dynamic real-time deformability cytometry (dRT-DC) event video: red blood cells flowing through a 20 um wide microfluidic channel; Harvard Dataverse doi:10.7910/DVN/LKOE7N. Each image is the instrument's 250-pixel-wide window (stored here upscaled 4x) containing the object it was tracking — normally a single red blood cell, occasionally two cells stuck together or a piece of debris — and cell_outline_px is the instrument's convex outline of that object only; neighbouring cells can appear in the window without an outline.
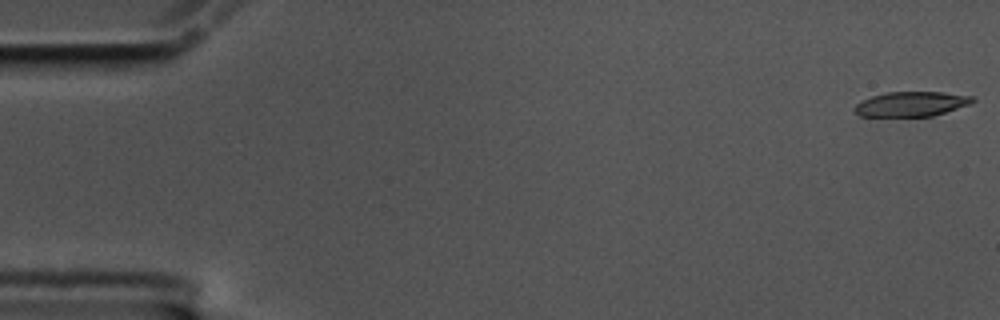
{"species": "common noctule bat (a hibernating species)", "species_latin": "Nyctalus noctula", "temperature_condition": "cold", "stored_images_in_passage": 43, "camera_frame_rate_fps": 3000, "um_per_image_px": 0.085, "animal": {"sex": "male", "body_mass_g": 17.5, "forearm_length_mm": 52.3}, "frame": {"image": 1, "passage_image": 1, "time_ms": 0.0, "image_size_px": [1000, 320], "cell_outline_px": [[976, 100], [972, 104], [932, 116], [860, 116], [852, 108], [860, 100], [872, 96], [888, 92], [944, 92], [976, 96]], "centroid_in_image_um": [77.51, 8.83], "position_along_channel_um": 7.5, "area_um2": 17.22}}
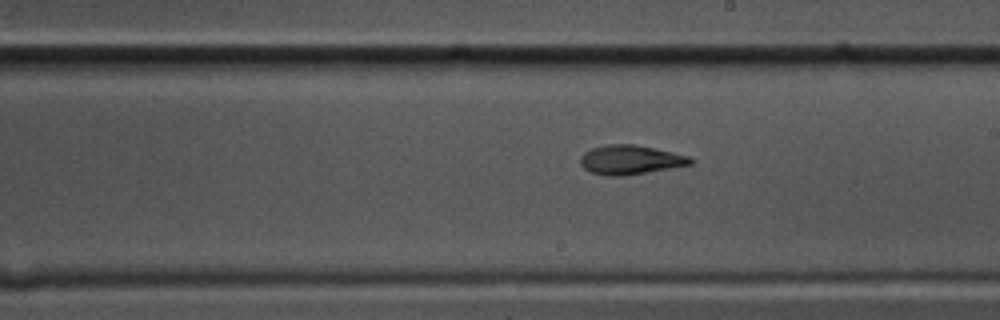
{"frame": {"image": 2, "passage_image": 20, "time_ms": 6.333, "image_size_px": [1000, 320], "cell_outline_px": [[696, 160], [692, 164], [624, 176], [608, 176], [588, 172], [580, 164], [580, 156], [584, 152], [592, 148], [608, 144], [636, 144], [672, 152], [688, 156]], "centroid_in_image_um": [53.55, 13.58], "position_along_channel_um": 235.4, "area_um2": 18.84}}
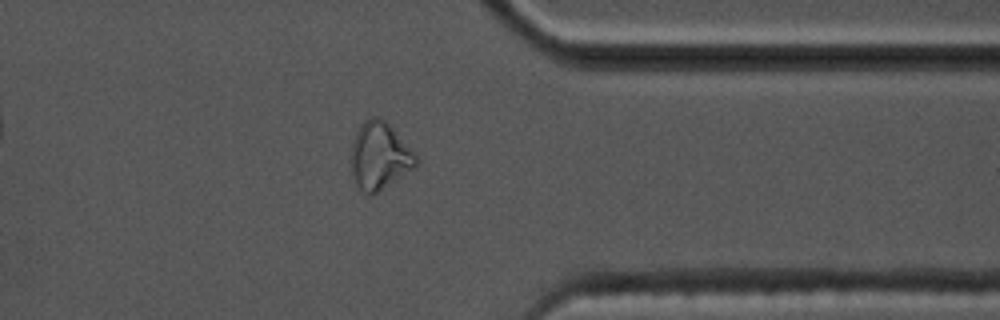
{"frame": {"image": 3, "passage_image": 33, "time_ms": 10.667, "image_size_px": [1000, 320], "cell_outline_px": [[420, 160], [416, 168], [376, 192], [368, 196], [356, 188], [352, 180], [352, 144], [356, 132], [360, 124], [364, 120], [372, 116], [380, 116], [392, 128]], "centroid_in_image_um": [32.24, 13.28], "position_along_channel_um": 379.2, "area_um2": 25.49}}